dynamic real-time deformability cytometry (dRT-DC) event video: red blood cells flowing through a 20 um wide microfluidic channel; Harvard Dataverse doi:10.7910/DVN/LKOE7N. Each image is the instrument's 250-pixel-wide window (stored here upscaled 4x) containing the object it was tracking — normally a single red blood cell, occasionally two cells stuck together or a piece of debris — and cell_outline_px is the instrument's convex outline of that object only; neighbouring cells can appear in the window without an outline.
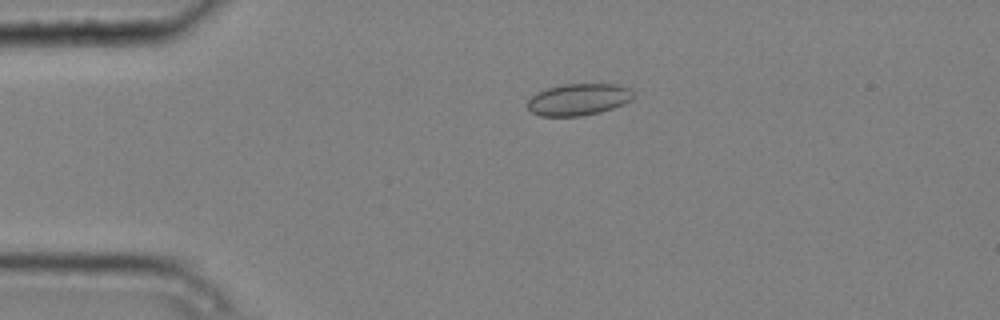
{"species": "common noctule bat (a hibernating species)", "species_latin": "Nyctalus noctula", "temperature_condition": "cold", "stored_images_in_passage": 6, "camera_frame_rate_fps": 3000, "um_per_image_px": 0.085, "animal": {"sex": "male", "body_mass_g": 20.4}, "frame": {"image": 1, "passage_image": 6, "time_ms": 1.667, "image_size_px": [1000, 320], "cell_outline_px": [[632, 100], [624, 104], [600, 112], [580, 116], [540, 116], [532, 112], [528, 108], [528, 100], [536, 92], [548, 88], [564, 84], [620, 84], [628, 88], [632, 92]], "centroid_in_image_um": [49.17, 8.45], "position_along_channel_um": 35.8, "area_um2": 19.54}}